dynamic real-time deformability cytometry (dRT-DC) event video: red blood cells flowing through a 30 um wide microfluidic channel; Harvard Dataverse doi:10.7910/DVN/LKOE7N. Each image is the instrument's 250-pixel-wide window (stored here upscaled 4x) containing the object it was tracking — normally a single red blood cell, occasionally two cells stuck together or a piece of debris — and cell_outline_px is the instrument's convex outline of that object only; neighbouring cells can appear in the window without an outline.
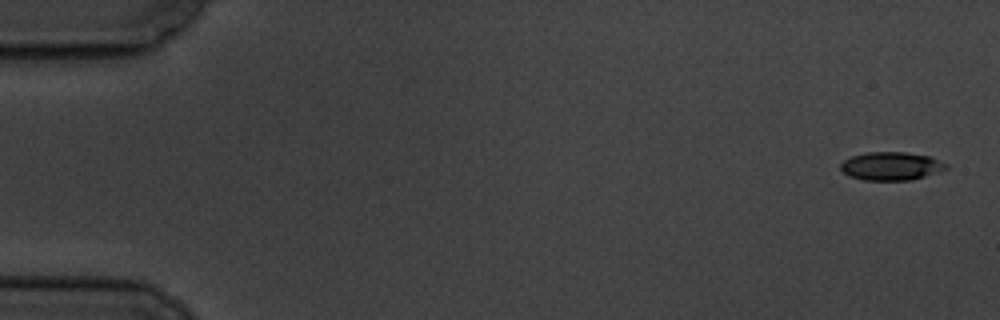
{"species": "common noctule bat (a hibernating species)", "species_latin": "Nyctalus noctula", "temperature_condition": "cold", "stored_images_in_passage": 7, "camera_frame_rate_fps": 3000, "um_per_image_px": 0.085, "animal": {"sex": "male", "body_mass_g": 19.5, "forearm_length_mm": 54.6}, "frame": {"image": 1, "passage_image": 1, "time_ms": 0.0, "image_size_px": [1000, 320], "cell_outline_px": [[948, 168], [912, 180], [864, 180], [848, 176], [840, 168], [840, 164], [844, 160], [852, 156], [868, 152], [904, 152], [928, 156], [948, 164]], "centroid_in_image_um": [75.72, 14.12], "position_along_channel_um": 9.3, "area_um2": 17.22}}
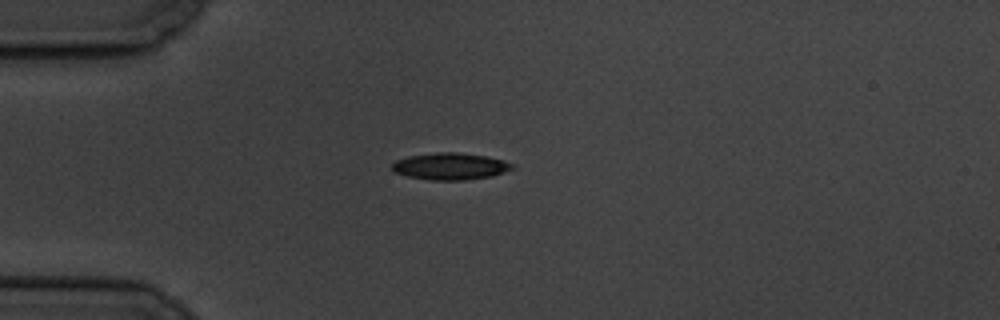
{"frame": {"image": 2, "passage_image": 5, "time_ms": 4.667, "image_size_px": [1000, 320], "cell_outline_px": [[516, 168], [492, 176], [464, 180], [428, 180], [408, 176], [392, 172], [392, 164], [396, 160], [408, 156], [436, 152], [456, 152], [488, 156], [504, 160], [512, 164]], "centroid_in_image_um": [38.27, 14.13], "position_along_channel_um": 46.7, "area_um2": 18.96}}
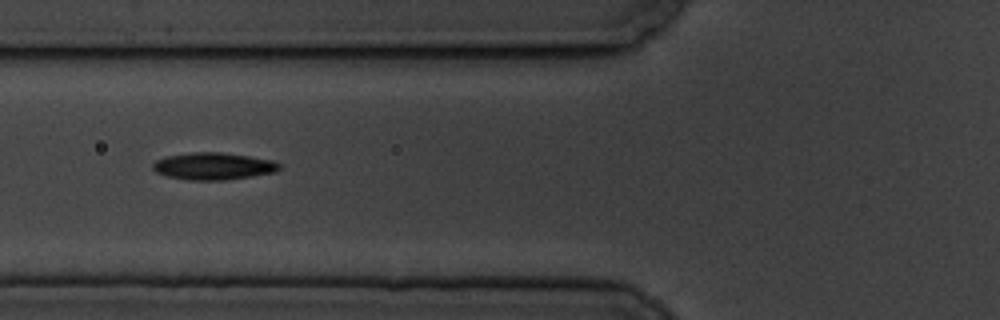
{"frame": {"image": 3, "passage_image": 7, "time_ms": 7.0, "image_size_px": [1000, 320], "cell_outline_px": [[280, 168], [276, 172], [252, 176], [224, 180], [188, 180], [168, 176], [156, 172], [152, 168], [152, 164], [156, 160], [164, 156], [192, 152], [220, 152], [248, 156], [272, 160], [280, 164]], "centroid_in_image_um": [18.11, 14.12], "position_along_channel_um": 107.7, "area_um2": 20.0}}